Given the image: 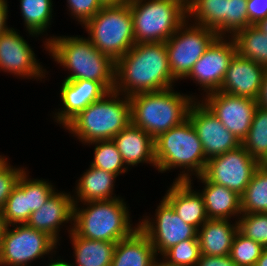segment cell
Masks as SVG:
<instances>
[{"label": "cell", "instance_id": "1", "mask_svg": "<svg viewBox=\"0 0 267 266\" xmlns=\"http://www.w3.org/2000/svg\"><path fill=\"white\" fill-rule=\"evenodd\" d=\"M165 42L135 43L115 61L114 91L125 96L170 89L175 83Z\"/></svg>", "mask_w": 267, "mask_h": 266}, {"label": "cell", "instance_id": "5", "mask_svg": "<svg viewBox=\"0 0 267 266\" xmlns=\"http://www.w3.org/2000/svg\"><path fill=\"white\" fill-rule=\"evenodd\" d=\"M130 123L129 96L111 91L88 105L62 128L86 145L98 140H112Z\"/></svg>", "mask_w": 267, "mask_h": 266}, {"label": "cell", "instance_id": "53", "mask_svg": "<svg viewBox=\"0 0 267 266\" xmlns=\"http://www.w3.org/2000/svg\"><path fill=\"white\" fill-rule=\"evenodd\" d=\"M262 165L267 167V159L262 163Z\"/></svg>", "mask_w": 267, "mask_h": 266}, {"label": "cell", "instance_id": "50", "mask_svg": "<svg viewBox=\"0 0 267 266\" xmlns=\"http://www.w3.org/2000/svg\"><path fill=\"white\" fill-rule=\"evenodd\" d=\"M9 159L4 155H0V171L8 164Z\"/></svg>", "mask_w": 267, "mask_h": 266}, {"label": "cell", "instance_id": "28", "mask_svg": "<svg viewBox=\"0 0 267 266\" xmlns=\"http://www.w3.org/2000/svg\"><path fill=\"white\" fill-rule=\"evenodd\" d=\"M52 0H20V10L25 29L29 36L39 37L47 35V28L51 27L53 11Z\"/></svg>", "mask_w": 267, "mask_h": 266}, {"label": "cell", "instance_id": "2", "mask_svg": "<svg viewBox=\"0 0 267 266\" xmlns=\"http://www.w3.org/2000/svg\"><path fill=\"white\" fill-rule=\"evenodd\" d=\"M45 40L48 55L70 72L64 80H92L100 82L109 92L114 91L115 61L86 37L50 35Z\"/></svg>", "mask_w": 267, "mask_h": 266}, {"label": "cell", "instance_id": "31", "mask_svg": "<svg viewBox=\"0 0 267 266\" xmlns=\"http://www.w3.org/2000/svg\"><path fill=\"white\" fill-rule=\"evenodd\" d=\"M242 146L260 164L267 159V109L257 107Z\"/></svg>", "mask_w": 267, "mask_h": 266}, {"label": "cell", "instance_id": "6", "mask_svg": "<svg viewBox=\"0 0 267 266\" xmlns=\"http://www.w3.org/2000/svg\"><path fill=\"white\" fill-rule=\"evenodd\" d=\"M80 204L84 206L74 203L73 231L82 238L118 242L138 228V223L133 225L129 206L121 197Z\"/></svg>", "mask_w": 267, "mask_h": 266}, {"label": "cell", "instance_id": "37", "mask_svg": "<svg viewBox=\"0 0 267 266\" xmlns=\"http://www.w3.org/2000/svg\"><path fill=\"white\" fill-rule=\"evenodd\" d=\"M8 226L28 222V202L25 193L16 185L1 211Z\"/></svg>", "mask_w": 267, "mask_h": 266}, {"label": "cell", "instance_id": "16", "mask_svg": "<svg viewBox=\"0 0 267 266\" xmlns=\"http://www.w3.org/2000/svg\"><path fill=\"white\" fill-rule=\"evenodd\" d=\"M187 118L202 143L207 160L242 145L239 139L229 132L199 99L191 104Z\"/></svg>", "mask_w": 267, "mask_h": 266}, {"label": "cell", "instance_id": "49", "mask_svg": "<svg viewBox=\"0 0 267 266\" xmlns=\"http://www.w3.org/2000/svg\"><path fill=\"white\" fill-rule=\"evenodd\" d=\"M255 26L263 33L267 34V17L255 24Z\"/></svg>", "mask_w": 267, "mask_h": 266}, {"label": "cell", "instance_id": "51", "mask_svg": "<svg viewBox=\"0 0 267 266\" xmlns=\"http://www.w3.org/2000/svg\"><path fill=\"white\" fill-rule=\"evenodd\" d=\"M161 258H157L153 264V266H172V265H169L167 264L164 260H160Z\"/></svg>", "mask_w": 267, "mask_h": 266}, {"label": "cell", "instance_id": "48", "mask_svg": "<svg viewBox=\"0 0 267 266\" xmlns=\"http://www.w3.org/2000/svg\"><path fill=\"white\" fill-rule=\"evenodd\" d=\"M103 6L120 5L128 2L129 0H99Z\"/></svg>", "mask_w": 267, "mask_h": 266}, {"label": "cell", "instance_id": "18", "mask_svg": "<svg viewBox=\"0 0 267 266\" xmlns=\"http://www.w3.org/2000/svg\"><path fill=\"white\" fill-rule=\"evenodd\" d=\"M61 108L54 115V121L63 127L88 105L102 99L109 91L92 80H63L60 87ZM61 109V110H60Z\"/></svg>", "mask_w": 267, "mask_h": 266}, {"label": "cell", "instance_id": "32", "mask_svg": "<svg viewBox=\"0 0 267 266\" xmlns=\"http://www.w3.org/2000/svg\"><path fill=\"white\" fill-rule=\"evenodd\" d=\"M29 171L25 169L20 175L17 186L25 193L28 202V220L31 213L40 209L50 196L56 191L55 186L46 179H34L29 177Z\"/></svg>", "mask_w": 267, "mask_h": 266}, {"label": "cell", "instance_id": "4", "mask_svg": "<svg viewBox=\"0 0 267 266\" xmlns=\"http://www.w3.org/2000/svg\"><path fill=\"white\" fill-rule=\"evenodd\" d=\"M155 142V161L158 173L180 168L175 181H192L204 173L207 159L202 143L187 118L180 125L160 134ZM185 169V170H184ZM195 177H192L194 176Z\"/></svg>", "mask_w": 267, "mask_h": 266}, {"label": "cell", "instance_id": "19", "mask_svg": "<svg viewBox=\"0 0 267 266\" xmlns=\"http://www.w3.org/2000/svg\"><path fill=\"white\" fill-rule=\"evenodd\" d=\"M266 67L238 52L232 58L221 84V92L257 99Z\"/></svg>", "mask_w": 267, "mask_h": 266}, {"label": "cell", "instance_id": "8", "mask_svg": "<svg viewBox=\"0 0 267 266\" xmlns=\"http://www.w3.org/2000/svg\"><path fill=\"white\" fill-rule=\"evenodd\" d=\"M135 43L166 42L187 20L177 0H129Z\"/></svg>", "mask_w": 267, "mask_h": 266}, {"label": "cell", "instance_id": "46", "mask_svg": "<svg viewBox=\"0 0 267 266\" xmlns=\"http://www.w3.org/2000/svg\"><path fill=\"white\" fill-rule=\"evenodd\" d=\"M255 266H267V248H264Z\"/></svg>", "mask_w": 267, "mask_h": 266}, {"label": "cell", "instance_id": "34", "mask_svg": "<svg viewBox=\"0 0 267 266\" xmlns=\"http://www.w3.org/2000/svg\"><path fill=\"white\" fill-rule=\"evenodd\" d=\"M264 248L260 243L247 238L238 231L234 237L229 256L237 266H255Z\"/></svg>", "mask_w": 267, "mask_h": 266}, {"label": "cell", "instance_id": "9", "mask_svg": "<svg viewBox=\"0 0 267 266\" xmlns=\"http://www.w3.org/2000/svg\"><path fill=\"white\" fill-rule=\"evenodd\" d=\"M57 246L59 244L46 232L27 224L10 225L0 249V266H31L29 264L44 258V255L55 256L53 253L56 254Z\"/></svg>", "mask_w": 267, "mask_h": 266}, {"label": "cell", "instance_id": "42", "mask_svg": "<svg viewBox=\"0 0 267 266\" xmlns=\"http://www.w3.org/2000/svg\"><path fill=\"white\" fill-rule=\"evenodd\" d=\"M196 266H237L235 262L226 256H211L201 254Z\"/></svg>", "mask_w": 267, "mask_h": 266}, {"label": "cell", "instance_id": "41", "mask_svg": "<svg viewBox=\"0 0 267 266\" xmlns=\"http://www.w3.org/2000/svg\"><path fill=\"white\" fill-rule=\"evenodd\" d=\"M247 13L249 25H255L267 17V0H248Z\"/></svg>", "mask_w": 267, "mask_h": 266}, {"label": "cell", "instance_id": "45", "mask_svg": "<svg viewBox=\"0 0 267 266\" xmlns=\"http://www.w3.org/2000/svg\"><path fill=\"white\" fill-rule=\"evenodd\" d=\"M7 227H8V225H7L5 219L3 218V215H2V213L0 211V249H1V246H2L4 234H5V231H6Z\"/></svg>", "mask_w": 267, "mask_h": 266}, {"label": "cell", "instance_id": "30", "mask_svg": "<svg viewBox=\"0 0 267 266\" xmlns=\"http://www.w3.org/2000/svg\"><path fill=\"white\" fill-rule=\"evenodd\" d=\"M241 212L267 213V167L262 164L241 195Z\"/></svg>", "mask_w": 267, "mask_h": 266}, {"label": "cell", "instance_id": "12", "mask_svg": "<svg viewBox=\"0 0 267 266\" xmlns=\"http://www.w3.org/2000/svg\"><path fill=\"white\" fill-rule=\"evenodd\" d=\"M261 164L240 145L207 160L203 175L212 183L223 185L242 195Z\"/></svg>", "mask_w": 267, "mask_h": 266}, {"label": "cell", "instance_id": "3", "mask_svg": "<svg viewBox=\"0 0 267 266\" xmlns=\"http://www.w3.org/2000/svg\"><path fill=\"white\" fill-rule=\"evenodd\" d=\"M175 91L172 87L163 91L142 92L129 96L131 123L153 139L180 125L187 119L191 104L198 98L192 94Z\"/></svg>", "mask_w": 267, "mask_h": 266}, {"label": "cell", "instance_id": "17", "mask_svg": "<svg viewBox=\"0 0 267 266\" xmlns=\"http://www.w3.org/2000/svg\"><path fill=\"white\" fill-rule=\"evenodd\" d=\"M71 195V192L55 191L40 209L31 213L26 224L46 232L60 245L59 232L64 224H71L67 232L73 230L74 200Z\"/></svg>", "mask_w": 267, "mask_h": 266}, {"label": "cell", "instance_id": "43", "mask_svg": "<svg viewBox=\"0 0 267 266\" xmlns=\"http://www.w3.org/2000/svg\"><path fill=\"white\" fill-rule=\"evenodd\" d=\"M258 107L267 109V67L263 74V80L258 97L256 99Z\"/></svg>", "mask_w": 267, "mask_h": 266}, {"label": "cell", "instance_id": "14", "mask_svg": "<svg viewBox=\"0 0 267 266\" xmlns=\"http://www.w3.org/2000/svg\"><path fill=\"white\" fill-rule=\"evenodd\" d=\"M199 99L212 111L224 127L242 143L248 134L254 113L258 107L256 100L221 91L211 92Z\"/></svg>", "mask_w": 267, "mask_h": 266}, {"label": "cell", "instance_id": "24", "mask_svg": "<svg viewBox=\"0 0 267 266\" xmlns=\"http://www.w3.org/2000/svg\"><path fill=\"white\" fill-rule=\"evenodd\" d=\"M116 178L117 176L113 173L89 165V168L77 180L78 182L76 181L74 191L76 195H72L74 203L119 198L120 196L114 194Z\"/></svg>", "mask_w": 267, "mask_h": 266}, {"label": "cell", "instance_id": "44", "mask_svg": "<svg viewBox=\"0 0 267 266\" xmlns=\"http://www.w3.org/2000/svg\"><path fill=\"white\" fill-rule=\"evenodd\" d=\"M8 2L7 0H0V35L8 31L11 27H8Z\"/></svg>", "mask_w": 267, "mask_h": 266}, {"label": "cell", "instance_id": "25", "mask_svg": "<svg viewBox=\"0 0 267 266\" xmlns=\"http://www.w3.org/2000/svg\"><path fill=\"white\" fill-rule=\"evenodd\" d=\"M156 259L150 239L137 228L116 243L111 266H153Z\"/></svg>", "mask_w": 267, "mask_h": 266}, {"label": "cell", "instance_id": "26", "mask_svg": "<svg viewBox=\"0 0 267 266\" xmlns=\"http://www.w3.org/2000/svg\"><path fill=\"white\" fill-rule=\"evenodd\" d=\"M68 234L75 260L73 263L68 262L69 266H111L117 242L82 238L73 230Z\"/></svg>", "mask_w": 267, "mask_h": 266}, {"label": "cell", "instance_id": "33", "mask_svg": "<svg viewBox=\"0 0 267 266\" xmlns=\"http://www.w3.org/2000/svg\"><path fill=\"white\" fill-rule=\"evenodd\" d=\"M86 145H95L91 166L113 173L117 177L130 171L124 164L113 140H98Z\"/></svg>", "mask_w": 267, "mask_h": 266}, {"label": "cell", "instance_id": "15", "mask_svg": "<svg viewBox=\"0 0 267 266\" xmlns=\"http://www.w3.org/2000/svg\"><path fill=\"white\" fill-rule=\"evenodd\" d=\"M32 49L23 36L11 27L0 35V71L36 81L46 78L48 71L43 69Z\"/></svg>", "mask_w": 267, "mask_h": 266}, {"label": "cell", "instance_id": "27", "mask_svg": "<svg viewBox=\"0 0 267 266\" xmlns=\"http://www.w3.org/2000/svg\"><path fill=\"white\" fill-rule=\"evenodd\" d=\"M186 9L187 20L227 37V0H193Z\"/></svg>", "mask_w": 267, "mask_h": 266}, {"label": "cell", "instance_id": "40", "mask_svg": "<svg viewBox=\"0 0 267 266\" xmlns=\"http://www.w3.org/2000/svg\"><path fill=\"white\" fill-rule=\"evenodd\" d=\"M26 168L13 167L10 162L0 171V211H2L7 198L16 186L20 175Z\"/></svg>", "mask_w": 267, "mask_h": 266}, {"label": "cell", "instance_id": "21", "mask_svg": "<svg viewBox=\"0 0 267 266\" xmlns=\"http://www.w3.org/2000/svg\"><path fill=\"white\" fill-rule=\"evenodd\" d=\"M127 168L148 163L156 168L154 139L130 123L112 139Z\"/></svg>", "mask_w": 267, "mask_h": 266}, {"label": "cell", "instance_id": "22", "mask_svg": "<svg viewBox=\"0 0 267 266\" xmlns=\"http://www.w3.org/2000/svg\"><path fill=\"white\" fill-rule=\"evenodd\" d=\"M203 183L201 194L209 219H231L242 214L241 196L229 188L210 182L203 174L196 177Z\"/></svg>", "mask_w": 267, "mask_h": 266}, {"label": "cell", "instance_id": "11", "mask_svg": "<svg viewBox=\"0 0 267 266\" xmlns=\"http://www.w3.org/2000/svg\"><path fill=\"white\" fill-rule=\"evenodd\" d=\"M144 216L139 219L138 228L150 239L157 257L183 240L197 238L198 229L186 224L164 198L155 209L154 218Z\"/></svg>", "mask_w": 267, "mask_h": 266}, {"label": "cell", "instance_id": "20", "mask_svg": "<svg viewBox=\"0 0 267 266\" xmlns=\"http://www.w3.org/2000/svg\"><path fill=\"white\" fill-rule=\"evenodd\" d=\"M192 185V180H174L163 198L186 224L199 229L209 218L201 194Z\"/></svg>", "mask_w": 267, "mask_h": 266}, {"label": "cell", "instance_id": "10", "mask_svg": "<svg viewBox=\"0 0 267 266\" xmlns=\"http://www.w3.org/2000/svg\"><path fill=\"white\" fill-rule=\"evenodd\" d=\"M217 37L213 29L186 20L165 42L170 71L177 82L189 74Z\"/></svg>", "mask_w": 267, "mask_h": 266}, {"label": "cell", "instance_id": "23", "mask_svg": "<svg viewBox=\"0 0 267 266\" xmlns=\"http://www.w3.org/2000/svg\"><path fill=\"white\" fill-rule=\"evenodd\" d=\"M230 219H208L199 229L200 253L211 256L229 255L238 223Z\"/></svg>", "mask_w": 267, "mask_h": 266}, {"label": "cell", "instance_id": "38", "mask_svg": "<svg viewBox=\"0 0 267 266\" xmlns=\"http://www.w3.org/2000/svg\"><path fill=\"white\" fill-rule=\"evenodd\" d=\"M247 1L227 0V37L249 26Z\"/></svg>", "mask_w": 267, "mask_h": 266}, {"label": "cell", "instance_id": "36", "mask_svg": "<svg viewBox=\"0 0 267 266\" xmlns=\"http://www.w3.org/2000/svg\"><path fill=\"white\" fill-rule=\"evenodd\" d=\"M237 223L241 234L267 248V213H242Z\"/></svg>", "mask_w": 267, "mask_h": 266}, {"label": "cell", "instance_id": "52", "mask_svg": "<svg viewBox=\"0 0 267 266\" xmlns=\"http://www.w3.org/2000/svg\"><path fill=\"white\" fill-rule=\"evenodd\" d=\"M181 2L185 7H187L193 0H177Z\"/></svg>", "mask_w": 267, "mask_h": 266}, {"label": "cell", "instance_id": "29", "mask_svg": "<svg viewBox=\"0 0 267 266\" xmlns=\"http://www.w3.org/2000/svg\"><path fill=\"white\" fill-rule=\"evenodd\" d=\"M237 52L244 58L267 67V34L255 25L239 30L233 36Z\"/></svg>", "mask_w": 267, "mask_h": 266}, {"label": "cell", "instance_id": "13", "mask_svg": "<svg viewBox=\"0 0 267 266\" xmlns=\"http://www.w3.org/2000/svg\"><path fill=\"white\" fill-rule=\"evenodd\" d=\"M236 53L237 45L233 37L218 36L184 79L190 78L200 85L203 97L211 92L219 91Z\"/></svg>", "mask_w": 267, "mask_h": 266}, {"label": "cell", "instance_id": "7", "mask_svg": "<svg viewBox=\"0 0 267 266\" xmlns=\"http://www.w3.org/2000/svg\"><path fill=\"white\" fill-rule=\"evenodd\" d=\"M82 27L87 39L114 61L125 55L134 45L133 19L129 2L103 6Z\"/></svg>", "mask_w": 267, "mask_h": 266}, {"label": "cell", "instance_id": "35", "mask_svg": "<svg viewBox=\"0 0 267 266\" xmlns=\"http://www.w3.org/2000/svg\"><path fill=\"white\" fill-rule=\"evenodd\" d=\"M200 255L198 238H192L171 247L161 258L172 266H196Z\"/></svg>", "mask_w": 267, "mask_h": 266}, {"label": "cell", "instance_id": "39", "mask_svg": "<svg viewBox=\"0 0 267 266\" xmlns=\"http://www.w3.org/2000/svg\"><path fill=\"white\" fill-rule=\"evenodd\" d=\"M67 9L81 26L90 20L103 5L99 0H67Z\"/></svg>", "mask_w": 267, "mask_h": 266}, {"label": "cell", "instance_id": "47", "mask_svg": "<svg viewBox=\"0 0 267 266\" xmlns=\"http://www.w3.org/2000/svg\"><path fill=\"white\" fill-rule=\"evenodd\" d=\"M50 258V261H49V263H48V265H47V263H46V266H69L68 265V261L67 262H65L63 259H59L58 257H57V260L55 259H53V257L51 258V257H49Z\"/></svg>", "mask_w": 267, "mask_h": 266}]
</instances>
